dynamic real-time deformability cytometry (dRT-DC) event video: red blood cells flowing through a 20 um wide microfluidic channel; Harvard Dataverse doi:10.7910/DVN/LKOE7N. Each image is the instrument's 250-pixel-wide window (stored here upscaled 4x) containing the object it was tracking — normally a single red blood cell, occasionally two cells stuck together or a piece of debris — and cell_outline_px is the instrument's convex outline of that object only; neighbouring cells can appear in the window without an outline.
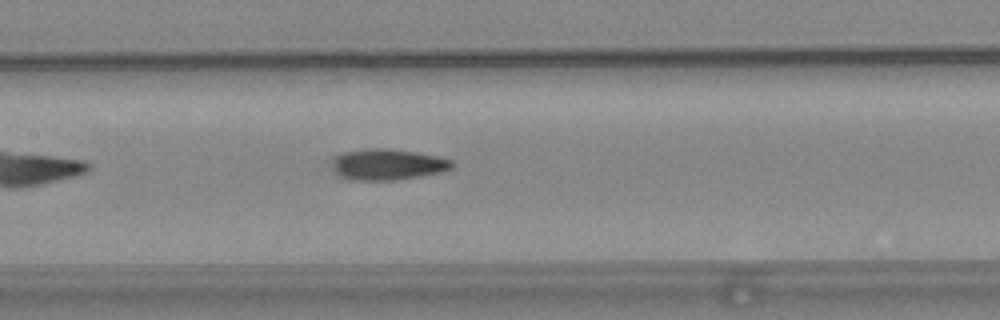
{"species": "common noctule bat (a hibernating species)", "species_latin": "Nyctalus noctula", "temperature_condition": "warm", "stored_images_in_passage": 38, "camera_frame_rate_fps": 3000, "um_per_image_px": 0.085, "animal": {"sex": "female", "body_mass_g": 24.6, "forearm_length_mm": 56.2}, "frame": {"image": 1, "passage_image": 12, "time_ms": 3.667, "image_size_px": [1000, 320], "cell_outline_px": [[456, 164], [452, 168], [444, 172], [396, 180], [356, 180], [344, 176], [336, 172], [336, 156], [344, 152], [364, 148], [388, 148], [416, 152], [440, 156], [452, 160]], "centroid_in_image_um": [33.09, 13.96], "position_along_channel_um": 174.3, "area_um2": 21.5}}
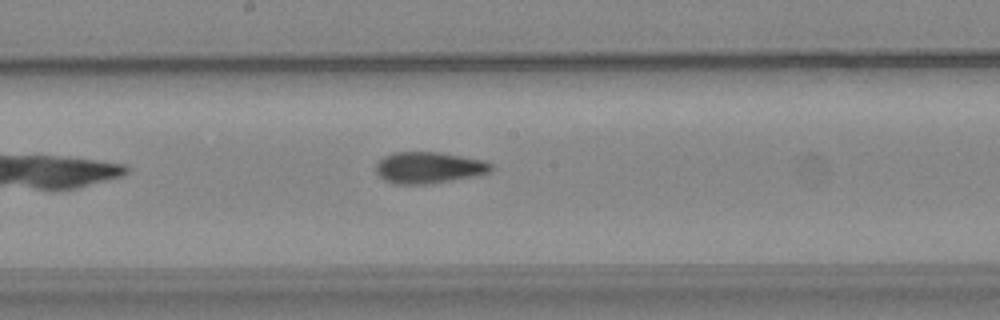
{"frame": {"image": 2, "passage_image": 15, "time_ms": 4.667, "image_size_px": [1000, 320], "cell_outline_px": [[492, 168], [488, 172], [480, 176], [424, 184], [396, 184], [384, 180], [376, 172], [376, 164], [384, 156], [392, 152], [440, 152], [484, 160], [492, 164]], "centroid_in_image_um": [36.45, 14.24], "position_along_channel_um": 211.7, "area_um2": 21.15}}
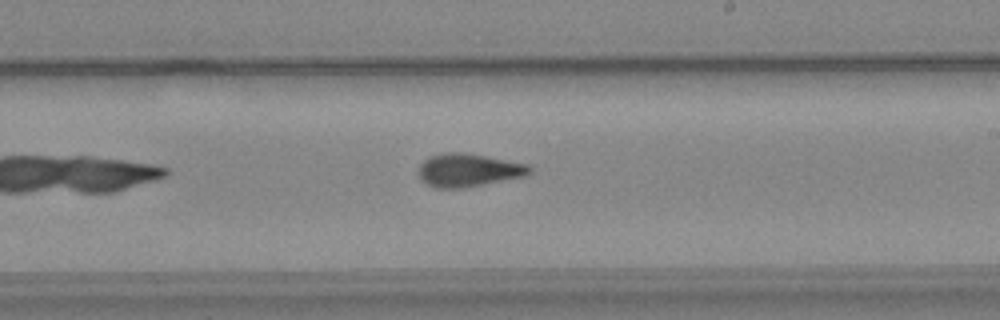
{"frame": {"image": 3, "passage_image": 18, "time_ms": 5.667, "image_size_px": [1000, 320], "cell_outline_px": [[532, 172], [524, 176], [460, 188], [436, 188], [428, 184], [420, 176], [420, 164], [428, 156], [444, 152], [464, 152], [528, 164], [532, 168]], "centroid_in_image_um": [39.82, 14.44], "position_along_channel_um": 249.2, "area_um2": 21.1}}